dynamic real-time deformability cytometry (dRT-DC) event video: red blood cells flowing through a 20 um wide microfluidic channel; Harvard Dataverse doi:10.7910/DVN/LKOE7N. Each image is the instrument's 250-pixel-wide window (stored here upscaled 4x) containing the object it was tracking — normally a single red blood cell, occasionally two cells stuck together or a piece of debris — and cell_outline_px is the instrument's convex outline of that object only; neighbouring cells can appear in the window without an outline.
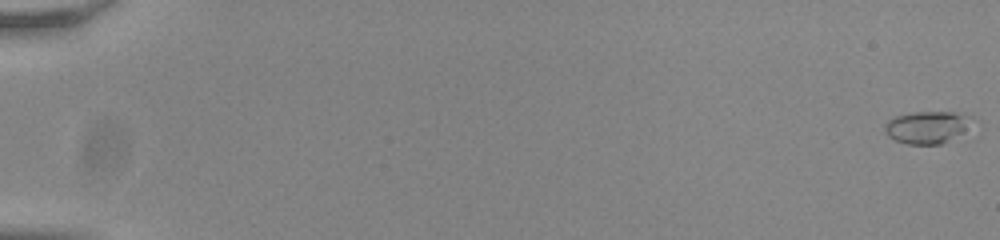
{"species": "common noctule bat (a hibernating species)", "species_latin": "Nyctalus noctula", "temperature_condition": "room temperature", "stored_images_in_passage": 56, "camera_frame_rate_fps": 3000, "um_per_image_px": 0.085, "animal": {"sex": "male", "body_mass_g": 20.0, "forearm_length_mm": 53.3}, "frame": {"image": 1, "passage_image": 1, "time_ms": 0.0, "image_size_px": [1000, 240], "cell_outline_px": [[964, 128], [960, 132], [940, 144], [908, 144], [896, 140], [888, 136], [884, 132], [884, 124], [888, 120], [896, 116], [912, 112], [956, 112], [964, 116]], "centroid_in_image_um": [78.59, 10.82], "position_along_channel_um": 6.4, "area_um2": 15.43}}
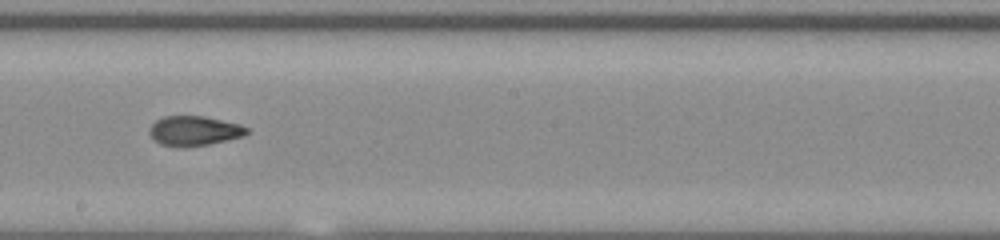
{"frame": {"image": 2, "passage_image": 34, "time_ms": 11.0, "image_size_px": [1000, 240], "cell_outline_px": [[248, 132], [244, 136], [208, 144], [184, 148], [180, 148], [160, 144], [152, 140], [148, 132], [148, 128], [156, 120], [164, 116], [204, 116], [240, 124], [248, 128]], "centroid_in_image_um": [16.45, 11.13], "position_along_channel_um": 231.7, "area_um2": 17.11}}
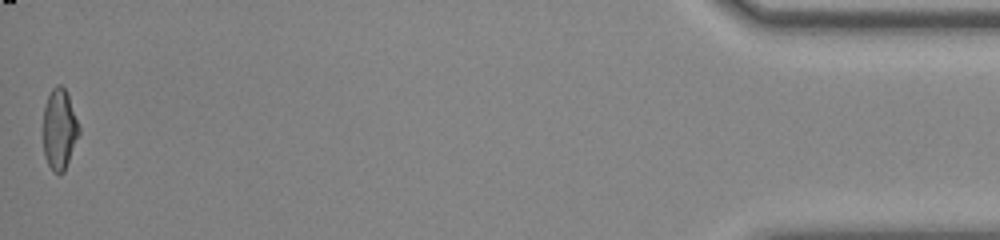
{"frame": {"image": 3, "passage_image": 56, "time_ms": 18.333, "image_size_px": [1000, 240], "cell_outline_px": [[80, 132], [64, 172], [52, 172], [44, 156], [44, 108], [48, 96], [52, 88], [56, 84], [60, 84], [68, 92], [80, 128]], "centroid_in_image_um": [5.06, 10.96], "position_along_channel_um": 430.1, "area_um2": 16.82}, "authors_computed_cell_mechanics": {"area_um2": 16.8198, "velocity_mm_per_s": 3.851, "shape_relaxation_time_tau1_ms": 10.8928, "shape_relaxation_time_tau2_ms": 1.2874, "deformation_change_tau1": 0.328, "deformation_change_tau2": 0.0652}}